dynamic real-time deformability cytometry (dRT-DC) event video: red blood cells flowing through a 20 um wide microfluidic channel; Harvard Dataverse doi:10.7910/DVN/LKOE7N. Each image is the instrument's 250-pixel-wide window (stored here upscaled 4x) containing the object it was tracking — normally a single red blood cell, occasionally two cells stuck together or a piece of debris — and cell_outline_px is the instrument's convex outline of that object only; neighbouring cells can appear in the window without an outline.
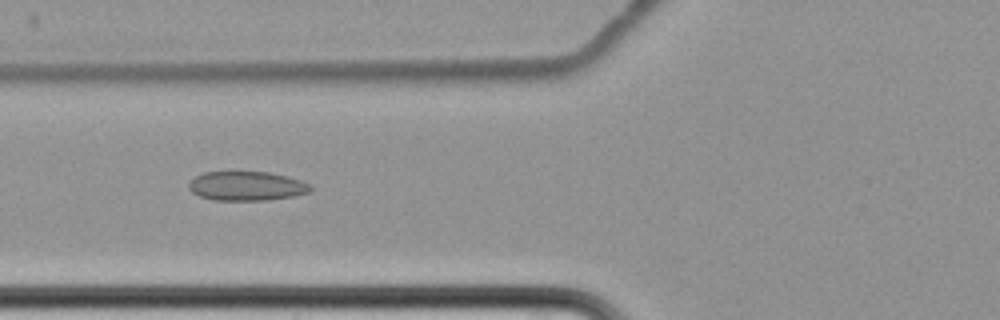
{"species": "common noctule bat (a hibernating species)", "species_latin": "Nyctalus noctula", "temperature_condition": "cold", "stored_images_in_passage": 16, "camera_frame_rate_fps": 3000, "um_per_image_px": 0.085, "animal": {"sex": "female", "body_mass_g": 22.7, "forearm_length_mm": 54.2}, "frame": {"image": 1, "passage_image": 7, "time_ms": 9.0, "image_size_px": [1000, 320], "cell_outline_px": [[312, 188], [308, 192], [292, 196], [268, 200], [212, 200], [200, 196], [192, 192], [188, 188], [188, 184], [196, 176], [204, 172], [268, 172], [288, 176], [312, 184]], "centroid_in_image_um": [20.97, 15.81], "position_along_channel_um": 104.8, "area_um2": 20.69}}
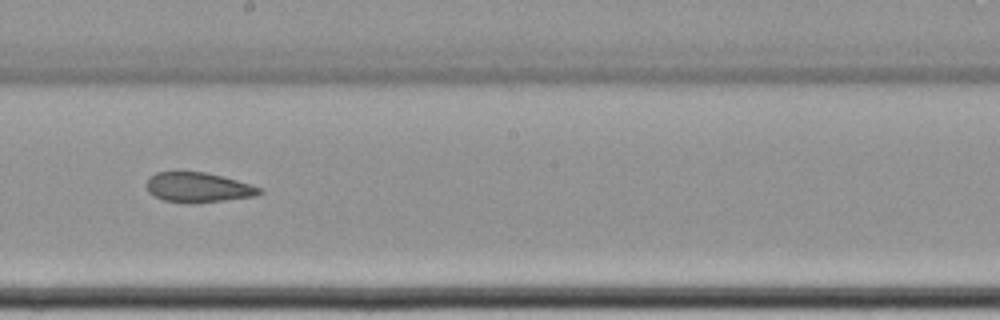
{"frame": {"image": 2, "passage_image": 10, "time_ms": 12.667, "image_size_px": [1000, 320], "cell_outline_px": [[264, 192], [256, 196], [192, 204], [188, 204], [164, 200], [148, 192], [148, 180], [156, 172], [208, 172], [224, 176], [264, 188]], "centroid_in_image_um": [16.92, 15.94], "position_along_channel_um": 231.3, "area_um2": 19.77}}
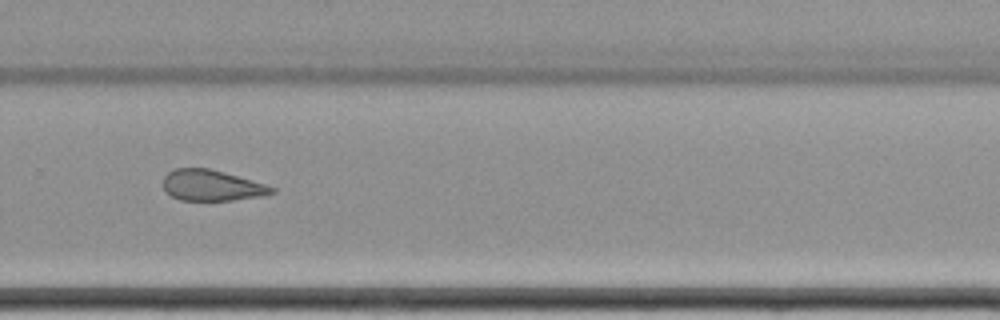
{"frame": {"image": 3, "passage_image": 12, "time_ms": 15.0, "image_size_px": [1000, 320], "cell_outline_px": [[276, 192], [264, 196], [232, 200], [180, 200], [164, 192], [164, 176], [168, 172], [176, 168], [208, 168], [264, 184], [276, 188]], "centroid_in_image_um": [17.98, 15.77], "position_along_channel_um": 311.8, "area_um2": 19.36}, "authors_computed_cell_mechanics": {"area_um2": 22.4842, "velocity_mm_per_s": 3.4585, "shape_relaxation_time_tau1_ms": null, "shape_relaxation_time_tau2_ms": 7.5917, "deformation_change_tau1": null, "deformation_change_tau2": 0.1414}}